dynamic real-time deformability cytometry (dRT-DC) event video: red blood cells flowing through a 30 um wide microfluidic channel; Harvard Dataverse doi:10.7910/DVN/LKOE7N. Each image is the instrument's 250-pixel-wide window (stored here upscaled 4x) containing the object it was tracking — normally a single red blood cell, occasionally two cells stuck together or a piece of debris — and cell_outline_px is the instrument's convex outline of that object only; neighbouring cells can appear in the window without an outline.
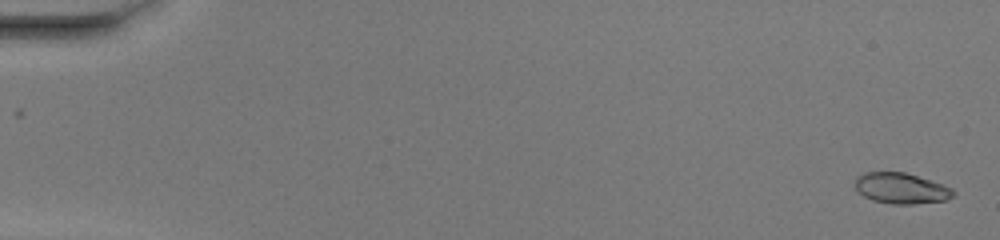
{"species": "common noctule bat (a hibernating species)", "species_latin": "Nyctalus noctula", "temperature_condition": "warm", "stored_images_in_passage": 51, "camera_frame_rate_fps": 3000, "um_per_image_px": 0.085, "animal": {"sex": "female", "body_mass_g": 20.0, "forearm_length_mm": 54.0}, "frame": {"image": 1, "passage_image": 1, "time_ms": 0.0, "image_size_px": [1000, 240], "cell_outline_px": [[956, 192], [952, 196], [944, 200], [912, 204], [892, 204], [872, 200], [864, 196], [856, 188], [856, 176], [864, 172], [904, 172], [952, 188]], "centroid_in_image_um": [76.56, 16.0], "position_along_channel_um": 8.4, "area_um2": 17.28}}
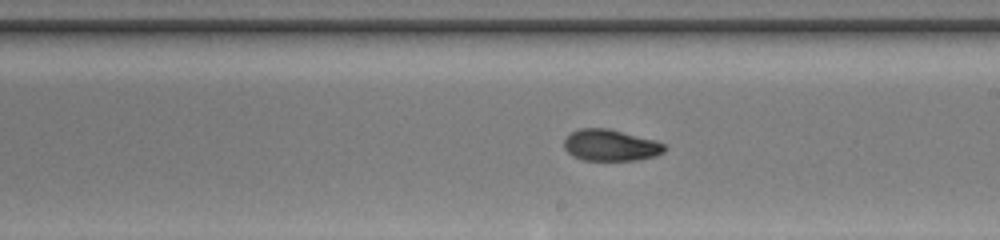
{"frame": {"image": 2, "passage_image": 30, "time_ms": 9.667, "image_size_px": [1000, 240], "cell_outline_px": [[664, 152], [656, 156], [636, 160], [584, 160], [572, 156], [564, 148], [564, 140], [572, 132], [580, 128], [608, 128], [656, 140], [664, 144]], "centroid_in_image_um": [51.9, 12.34], "position_along_channel_um": 237.1, "area_um2": 18.38}}
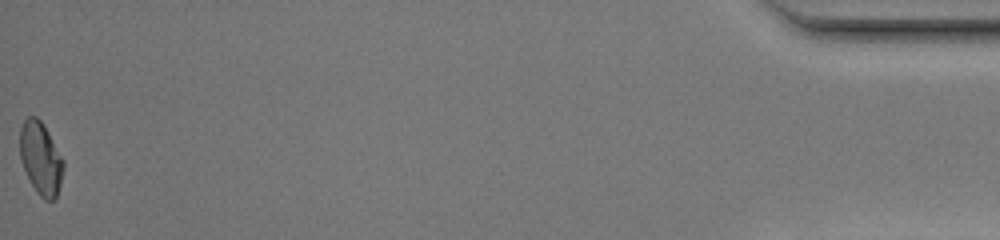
{"frame": {"image": 3, "passage_image": 51, "time_ms": 16.667, "image_size_px": [1000, 240], "cell_outline_px": [[64, 168], [60, 184], [56, 196], [52, 200], [44, 200], [36, 192], [24, 168], [20, 156], [20, 128], [24, 120], [28, 116], [36, 116], [44, 124], [64, 160]], "centroid_in_image_um": [3.47, 13.43], "position_along_channel_um": 431.7, "area_um2": 18.32}, "authors_computed_cell_mechanics": {"area_um2": 18.3804, "velocity_mm_per_s": 4.1167, "shape_relaxation_time_tau1_ms": 8.4344, "shape_relaxation_time_tau2_ms": 2.042, "deformation_change_tau1": 0.2488, "deformation_change_tau2": 0.06}}